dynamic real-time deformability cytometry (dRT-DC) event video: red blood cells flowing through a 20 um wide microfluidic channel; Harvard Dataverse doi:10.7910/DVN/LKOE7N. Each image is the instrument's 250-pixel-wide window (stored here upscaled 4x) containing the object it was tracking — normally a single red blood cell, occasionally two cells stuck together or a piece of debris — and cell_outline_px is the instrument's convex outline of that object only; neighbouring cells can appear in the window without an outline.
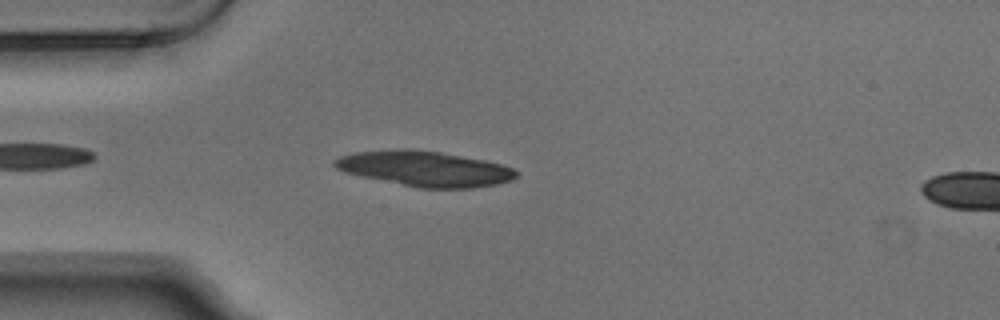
{"species": "Egyptian fruit bat (a non-hibernating species)", "species_latin": "Rousettus aegyptiacus", "temperature_condition": "warm", "stored_images_in_passage": 3, "camera_frame_rate_fps": 3000, "um_per_image_px": 0.085, "animal": {"sex": "male"}, "frame": {"image": 1, "passage_image": 2, "time_ms": 0.333, "image_size_px": [1000, 320], "cell_outline_px": [[520, 172], [512, 180], [496, 184], [472, 188], [420, 188], [344, 172], [336, 168], [332, 164], [332, 160], [340, 156], [352, 152], [392, 148], [412, 148], [440, 152], [488, 160], [504, 164]], "centroid_in_image_um": [36.11, 14.31], "position_along_channel_um": 48.9, "area_um2": 37.74}}